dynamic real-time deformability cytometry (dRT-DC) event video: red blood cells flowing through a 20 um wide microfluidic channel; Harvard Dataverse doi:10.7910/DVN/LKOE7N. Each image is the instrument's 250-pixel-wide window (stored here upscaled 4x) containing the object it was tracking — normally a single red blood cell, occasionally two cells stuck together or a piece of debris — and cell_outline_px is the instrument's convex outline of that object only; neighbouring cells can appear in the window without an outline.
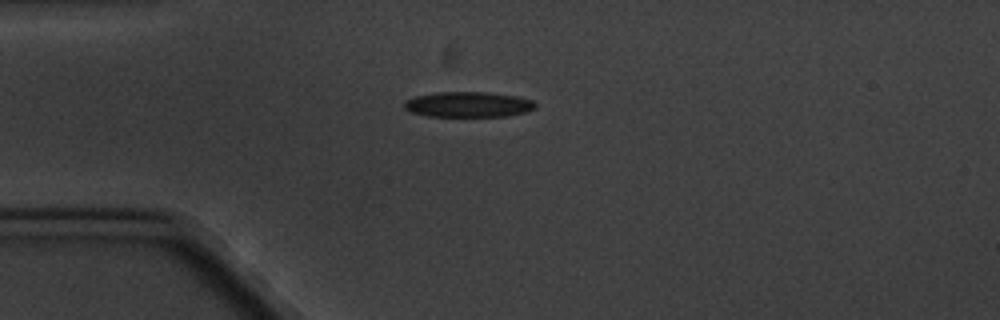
{"species": "common noctule bat (a hibernating species)", "species_latin": "Nyctalus noctula", "temperature_condition": "cold", "stored_images_in_passage": 6, "camera_frame_rate_fps": 3000, "um_per_image_px": 0.085, "animal": {"sex": "male", "body_mass_g": 20.1, "forearm_length_mm": 53.5}, "frame": {"image": 1, "passage_image": 1, "time_ms": 0.0, "image_size_px": [1000, 320], "cell_outline_px": [[536, 108], [528, 112], [508, 116], [428, 116], [408, 112], [404, 108], [404, 100], [416, 96], [436, 92], [488, 92], [516, 96], [532, 100], [536, 104]], "centroid_in_image_um": [39.8, 8.88], "position_along_channel_um": 45.2, "area_um2": 19.59}}
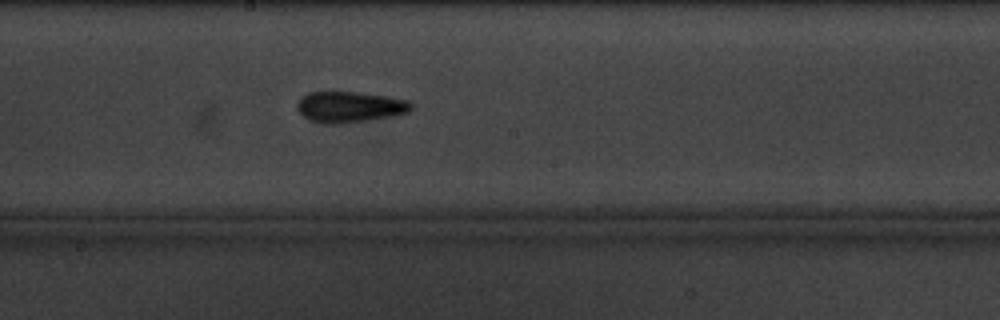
{"frame": {"image": 2, "passage_image": 6, "time_ms": 5.667, "image_size_px": [1000, 320], "cell_outline_px": [[412, 108], [408, 112], [392, 116], [340, 124], [320, 124], [308, 120], [296, 108], [296, 100], [308, 92], [360, 92], [388, 96], [408, 100], [412, 104]], "centroid_in_image_um": [29.68, 9.09], "position_along_channel_um": 218.5, "area_um2": 20.81}}